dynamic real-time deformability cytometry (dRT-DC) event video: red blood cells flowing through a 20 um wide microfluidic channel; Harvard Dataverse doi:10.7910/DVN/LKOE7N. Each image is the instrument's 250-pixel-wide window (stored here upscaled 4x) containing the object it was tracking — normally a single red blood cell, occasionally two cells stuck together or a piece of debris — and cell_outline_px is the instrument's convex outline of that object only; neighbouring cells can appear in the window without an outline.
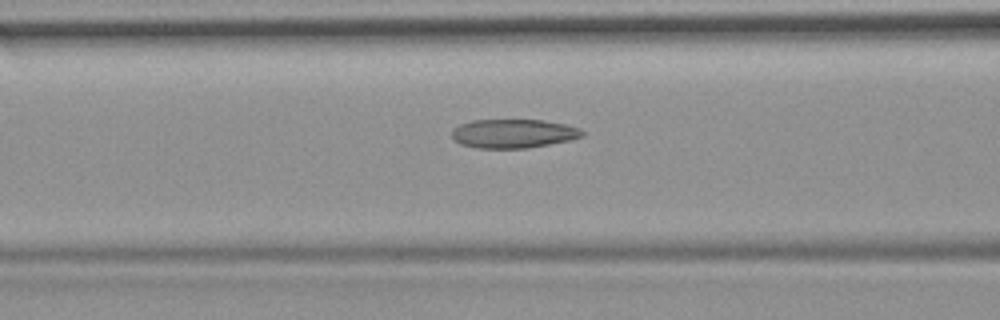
{"species": "common noctule bat (a hibernating species)", "species_latin": "Nyctalus noctula", "temperature_condition": "room temperature", "stored_images_in_passage": 39, "camera_frame_rate_fps": 3000, "um_per_image_px": 0.085, "animal": {"sex": "female", "body_mass_g": 19.9}, "frame": {"image": 1, "passage_image": 16, "time_ms": 5.0, "image_size_px": [1000, 320], "cell_outline_px": [[584, 136], [568, 140], [528, 148], [476, 148], [460, 144], [452, 136], [452, 128], [460, 124], [472, 120], [544, 120], [564, 124], [580, 128], [584, 132]], "centroid_in_image_um": [43.62, 11.35], "position_along_channel_um": 123.0, "area_um2": 21.91}}
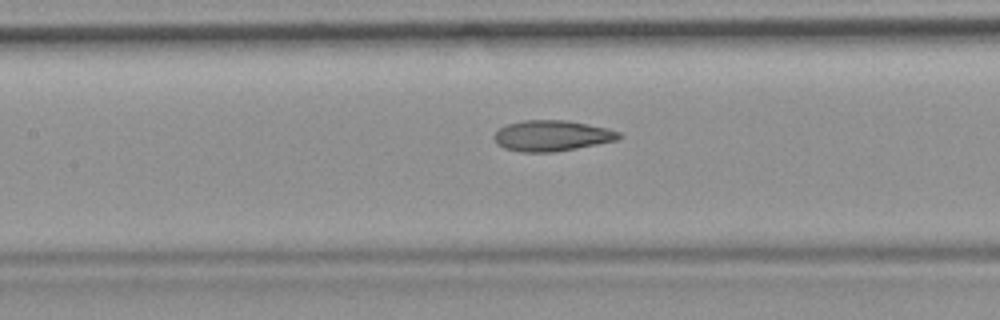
{"frame": {"image": 2, "passage_image": 19, "time_ms": 6.0, "image_size_px": [1000, 320], "cell_outline_px": [[624, 136], [620, 140], [556, 152], [520, 152], [504, 148], [492, 136], [500, 128], [508, 124], [524, 120], [568, 120], [608, 128], [620, 132]], "centroid_in_image_um": [46.98, 11.54], "position_along_channel_um": 160.4, "area_um2": 22.54}}
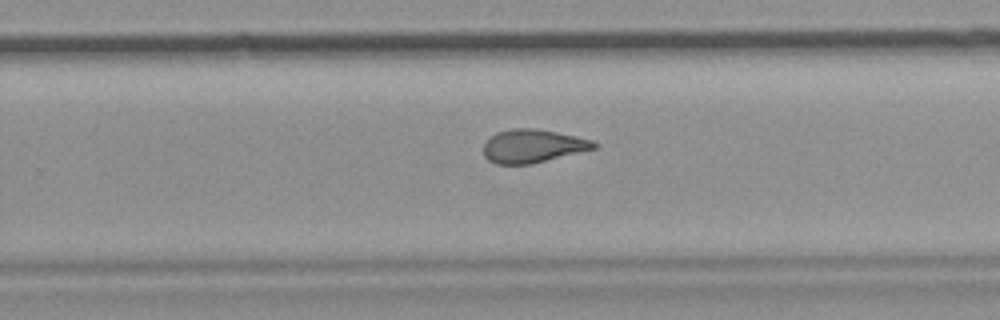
{"frame": {"image": 3, "passage_image": 29, "time_ms": 9.333, "image_size_px": [1000, 320], "cell_outline_px": [[600, 144], [596, 148], [532, 164], [496, 164], [488, 160], [484, 156], [484, 144], [496, 132], [512, 128], [536, 128], [576, 136], [592, 140]], "centroid_in_image_um": [45.29, 12.41], "position_along_channel_um": 284.5, "area_um2": 21.44}}